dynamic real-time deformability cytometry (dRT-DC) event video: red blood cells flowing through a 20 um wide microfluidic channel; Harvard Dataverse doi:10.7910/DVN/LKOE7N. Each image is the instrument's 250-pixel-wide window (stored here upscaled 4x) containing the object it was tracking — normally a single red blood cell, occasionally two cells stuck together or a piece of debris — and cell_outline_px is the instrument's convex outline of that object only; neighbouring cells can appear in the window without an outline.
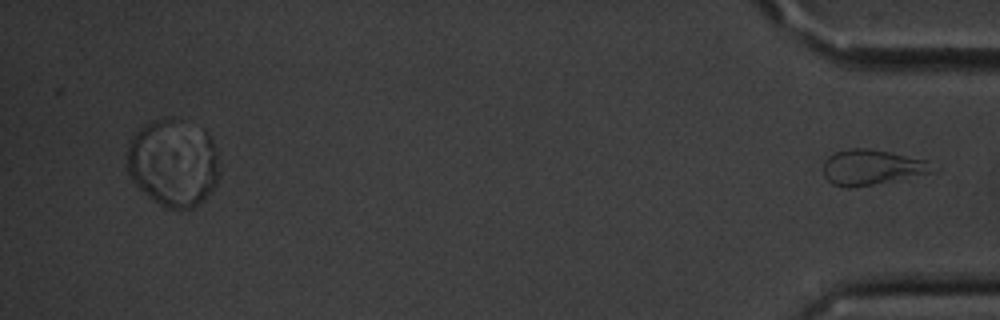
{"species": "common noctule bat (a hibernating species)", "species_latin": "Nyctalus noctula", "temperature_condition": "cold", "stored_images_in_passage": 40, "segment_of_instrument_passage": [2, 2], "camera_frame_rate_fps": 3000, "um_per_image_px": 0.085, "animal": {"sex": "male", "body_mass_g": 20.1, "forearm_length_mm": 53.5}, "frame": {"image": 1, "passage_image": 40, "time_ms": 13.0, "image_size_px": [1000, 320], "cell_outline_px": [[940, 168], [936, 172], [872, 184], [848, 188], [832, 184], [824, 176], [824, 160], [828, 156], [836, 152], [848, 148], [868, 148], [928, 160]], "centroid_in_image_um": [74.15, 14.21], "position_along_channel_um": 361.1, "area_um2": 22.54}}